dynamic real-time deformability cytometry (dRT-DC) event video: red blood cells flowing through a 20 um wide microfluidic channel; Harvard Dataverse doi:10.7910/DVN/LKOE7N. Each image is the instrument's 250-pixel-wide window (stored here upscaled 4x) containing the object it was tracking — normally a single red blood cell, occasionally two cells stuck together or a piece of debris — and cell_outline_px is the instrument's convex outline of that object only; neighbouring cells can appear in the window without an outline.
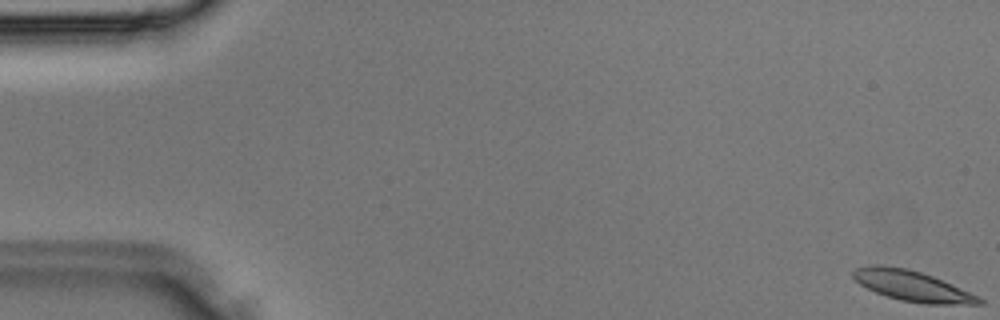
{"species": "Egyptian fruit bat (a non-hibernating species)", "species_latin": "Rousettus aegyptiacus", "temperature_condition": "room temperature", "stored_images_in_passage": 37, "segment_of_instrument_passage": [1, 2], "camera_frame_rate_fps": 3000, "um_per_image_px": 0.085, "animal": {"sex": "male"}, "frame": {"image": 1, "passage_image": 1, "time_ms": 0.0, "image_size_px": [1000, 320], "cell_outline_px": [[984, 304], [924, 304], [900, 300], [876, 292], [860, 284], [852, 276], [852, 272], [856, 268], [868, 264], [880, 264], [908, 268], [932, 276], [968, 292], [984, 300]], "centroid_in_image_um": [77.48, 24.29], "position_along_channel_um": 7.5, "area_um2": 22.14}}
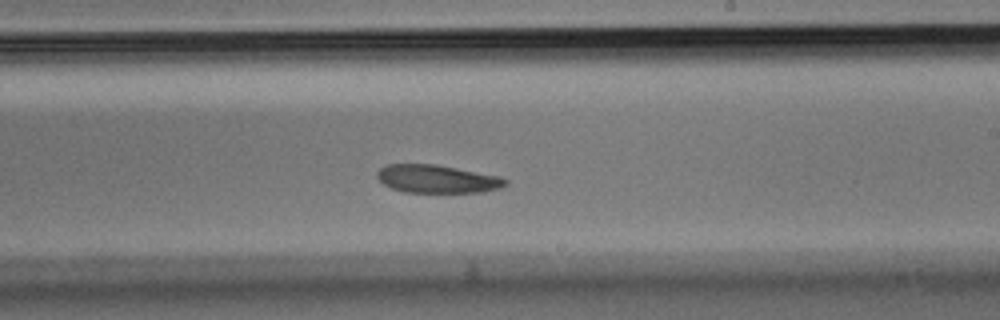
{"frame": {"image": 2, "passage_image": 22, "time_ms": 7.0, "image_size_px": [1000, 320], "cell_outline_px": [[508, 184], [500, 188], [484, 192], [404, 192], [392, 188], [384, 184], [376, 176], [376, 172], [380, 168], [388, 164], [436, 164], [500, 176], [508, 180]], "centroid_in_image_um": [37.18, 15.21], "position_along_channel_um": 251.8, "area_um2": 21.04}}
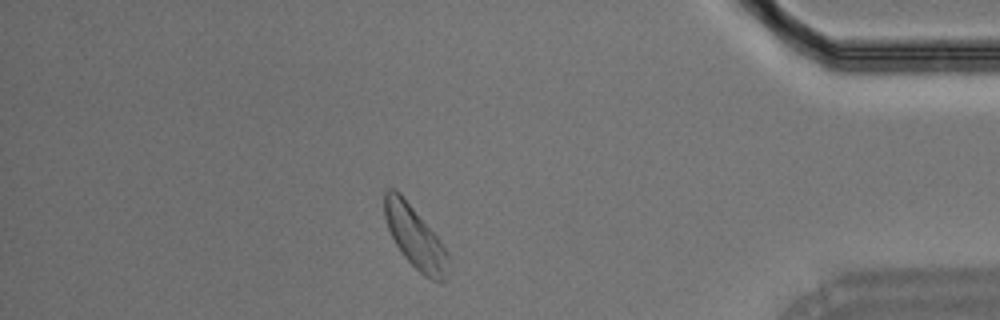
{"frame": {"image": 3, "passage_image": 32, "time_ms": 10.333, "image_size_px": [1000, 320], "cell_outline_px": [[448, 264], [444, 280], [440, 284], [424, 276], [404, 256], [396, 244], [388, 228], [384, 216], [384, 192], [388, 188], [396, 188], [400, 192], [440, 240], [448, 252]], "centroid_in_image_um": [35.27, 20.14], "position_along_channel_um": 399.9, "area_um2": 22.83}}